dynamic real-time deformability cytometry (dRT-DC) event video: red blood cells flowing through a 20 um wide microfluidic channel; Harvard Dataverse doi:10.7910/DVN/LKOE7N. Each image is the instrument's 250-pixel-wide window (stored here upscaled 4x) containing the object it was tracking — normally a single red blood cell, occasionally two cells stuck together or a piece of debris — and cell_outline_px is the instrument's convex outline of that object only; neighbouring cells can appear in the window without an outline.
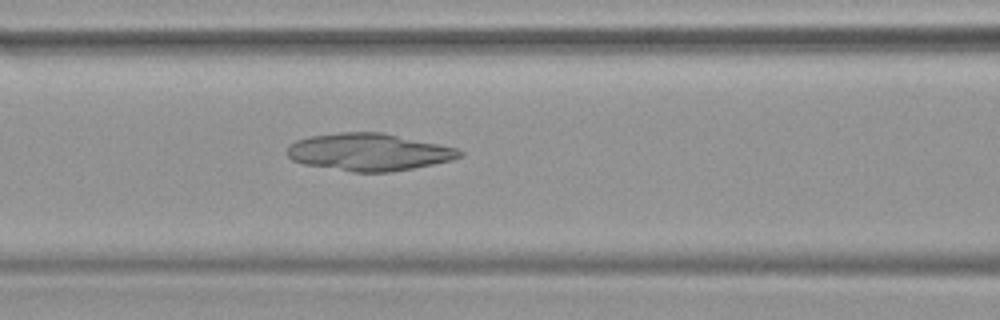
{"species": "common noctule bat (a hibernating species)", "species_latin": "Nyctalus noctula", "temperature_condition": "warm", "stored_images_in_passage": 44, "camera_frame_rate_fps": 3000, "um_per_image_px": 0.085, "animal": {"sex": "female", "body_mass_g": 19.9}, "frame": {"image": 1, "passage_image": 17, "time_ms": 5.333, "image_size_px": [1000, 320], "cell_outline_px": [[460, 156], [448, 160], [432, 164], [412, 168], [384, 172], [356, 172], [304, 164], [292, 160], [288, 156], [288, 148], [292, 144], [300, 140], [312, 136], [344, 132], [376, 132], [456, 148], [460, 152]], "centroid_in_image_um": [31.3, 12.93], "position_along_channel_um": 135.3, "area_um2": 36.18}}
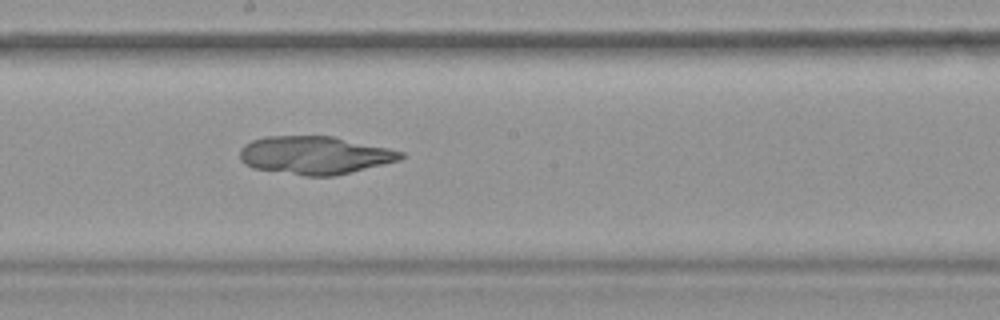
{"frame": {"image": 2, "passage_image": 23, "time_ms": 7.333, "image_size_px": [1000, 320], "cell_outline_px": [[404, 156], [396, 160], [332, 176], [308, 176], [256, 168], [248, 164], [240, 156], [240, 152], [252, 140], [268, 136], [332, 136], [404, 152]], "centroid_in_image_um": [26.75, 13.18], "position_along_channel_um": 221.4, "area_um2": 34.39}}
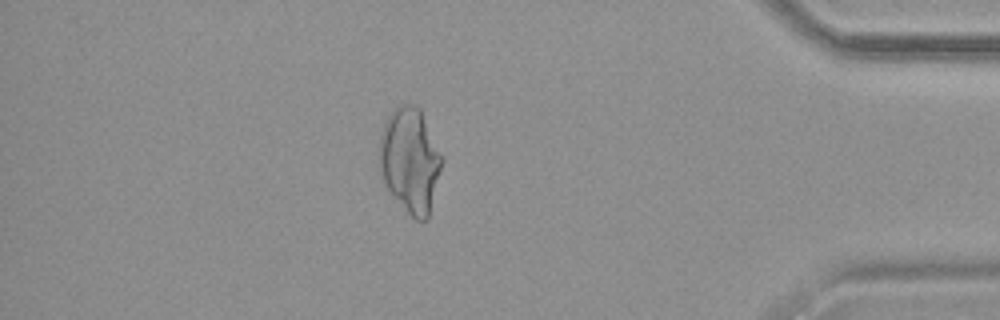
{"frame": {"image": 3, "passage_image": 38, "time_ms": 12.333, "image_size_px": [1000, 320], "cell_outline_px": [[440, 168], [428, 216], [424, 220], [416, 220], [408, 212], [388, 188], [384, 180], [380, 156], [384, 132], [392, 116], [400, 108], [420, 108], [440, 156]], "centroid_in_image_um": [34.89, 13.72], "position_along_channel_um": 400.3, "area_um2": 34.74}}